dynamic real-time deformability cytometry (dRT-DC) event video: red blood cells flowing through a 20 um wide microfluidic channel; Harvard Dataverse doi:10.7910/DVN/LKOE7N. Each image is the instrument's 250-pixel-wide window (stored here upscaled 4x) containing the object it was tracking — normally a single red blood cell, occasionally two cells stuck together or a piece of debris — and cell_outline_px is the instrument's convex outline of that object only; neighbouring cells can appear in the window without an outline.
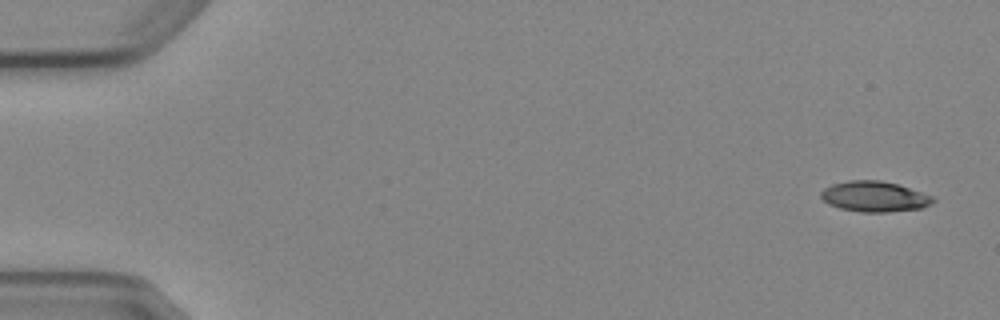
{"species": "Egyptian fruit bat (a non-hibernating species)", "species_latin": "Rousettus aegyptiacus", "temperature_condition": "cold", "stored_images_in_passage": 6, "camera_frame_rate_fps": 3000, "um_per_image_px": 0.085, "animal": {"sex": "female"}, "frame": {"image": 1, "passage_image": 1, "time_ms": 0.0, "image_size_px": [1000, 320], "cell_outline_px": [[936, 200], [932, 204], [924, 208], [884, 212], [860, 212], [840, 208], [828, 204], [820, 196], [820, 192], [824, 188], [832, 184], [848, 180], [880, 180], [896, 184], [932, 196]], "centroid_in_image_um": [74.31, 16.71], "position_along_channel_um": 10.7, "area_um2": 19.88}}